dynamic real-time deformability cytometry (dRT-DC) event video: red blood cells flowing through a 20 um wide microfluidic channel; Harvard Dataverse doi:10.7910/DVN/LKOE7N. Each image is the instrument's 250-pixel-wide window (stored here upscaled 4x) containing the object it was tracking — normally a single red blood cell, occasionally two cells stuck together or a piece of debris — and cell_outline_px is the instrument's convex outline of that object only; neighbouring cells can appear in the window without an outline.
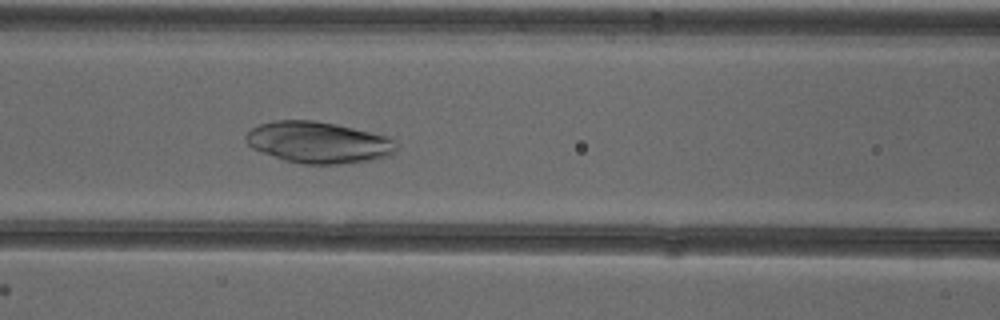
{"species": "common noctule bat (a hibernating species)", "species_latin": "Nyctalus noctula", "temperature_condition": "cold", "stored_images_in_passage": 51, "camera_frame_rate_fps": 3000, "um_per_image_px": 0.085, "animal": {"sex": "female"}, "frame": {"image": 1, "passage_image": 21, "time_ms": 6.667, "image_size_px": [1000, 320], "cell_outline_px": [[396, 152], [388, 156], [368, 160], [340, 164], [304, 164], [284, 160], [260, 152], [252, 148], [244, 140], [244, 136], [252, 128], [260, 124], [276, 120], [312, 120], [336, 124], [384, 136], [392, 140], [396, 148]], "centroid_in_image_um": [26.99, 12.11], "position_along_channel_um": 139.6, "area_um2": 36.01}}
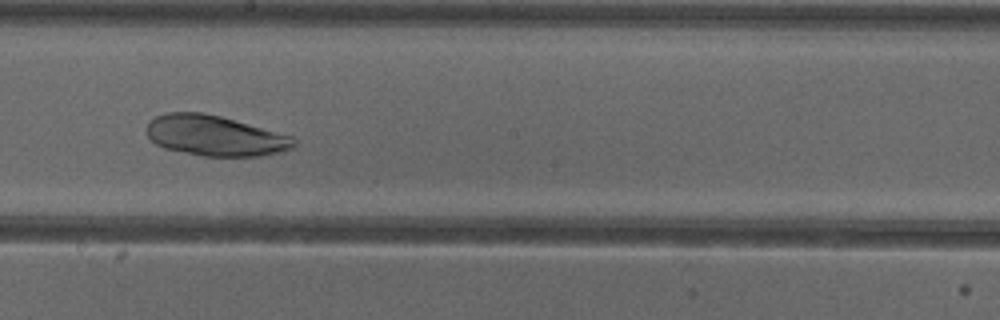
{"frame": {"image": 2, "passage_image": 28, "time_ms": 9.0, "image_size_px": [1000, 320], "cell_outline_px": [[296, 144], [292, 148], [284, 152], [260, 156], [200, 156], [164, 148], [156, 144], [148, 136], [148, 120], [164, 112], [204, 112], [220, 116], [292, 136], [296, 140]], "centroid_in_image_um": [18.27, 11.54], "position_along_channel_um": 229.9, "area_um2": 34.8}}
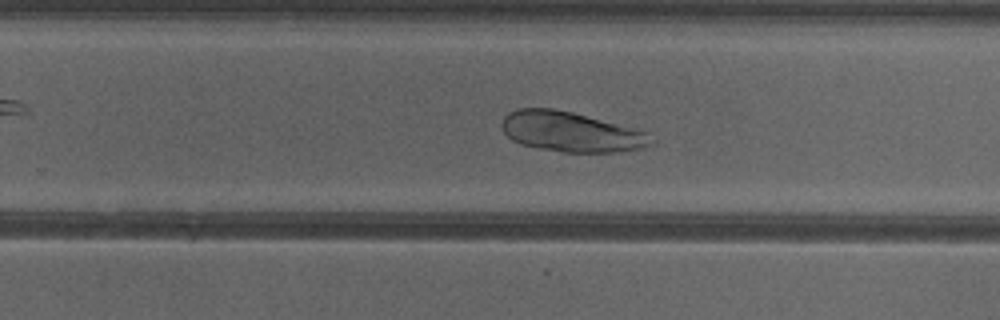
{"frame": {"image": 3, "passage_image": 32, "time_ms": 10.333, "image_size_px": [1000, 320], "cell_outline_px": [[656, 144], [640, 148], [616, 152], [564, 152], [540, 148], [520, 144], [512, 140], [504, 132], [500, 124], [504, 116], [508, 112], [516, 108], [552, 108], [572, 112], [652, 132], [656, 140]], "centroid_in_image_um": [48.59, 11.2], "position_along_channel_um": 281.2, "area_um2": 35.32}}